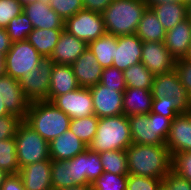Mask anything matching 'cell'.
Segmentation results:
<instances>
[{
	"mask_svg": "<svg viewBox=\"0 0 191 190\" xmlns=\"http://www.w3.org/2000/svg\"><path fill=\"white\" fill-rule=\"evenodd\" d=\"M62 190H92L91 184L88 185H76L72 187H67Z\"/></svg>",
	"mask_w": 191,
	"mask_h": 190,
	"instance_id": "cell-50",
	"label": "cell"
},
{
	"mask_svg": "<svg viewBox=\"0 0 191 190\" xmlns=\"http://www.w3.org/2000/svg\"><path fill=\"white\" fill-rule=\"evenodd\" d=\"M0 101L6 106L9 114L24 121L29 102L23 94L19 81L6 74L0 76Z\"/></svg>",
	"mask_w": 191,
	"mask_h": 190,
	"instance_id": "cell-14",
	"label": "cell"
},
{
	"mask_svg": "<svg viewBox=\"0 0 191 190\" xmlns=\"http://www.w3.org/2000/svg\"><path fill=\"white\" fill-rule=\"evenodd\" d=\"M151 112L168 117L171 120H173L177 115L182 113L175 106V99L173 97L170 99L168 97L153 98Z\"/></svg>",
	"mask_w": 191,
	"mask_h": 190,
	"instance_id": "cell-41",
	"label": "cell"
},
{
	"mask_svg": "<svg viewBox=\"0 0 191 190\" xmlns=\"http://www.w3.org/2000/svg\"><path fill=\"white\" fill-rule=\"evenodd\" d=\"M126 87L152 90L155 75L140 62L123 71Z\"/></svg>",
	"mask_w": 191,
	"mask_h": 190,
	"instance_id": "cell-30",
	"label": "cell"
},
{
	"mask_svg": "<svg viewBox=\"0 0 191 190\" xmlns=\"http://www.w3.org/2000/svg\"><path fill=\"white\" fill-rule=\"evenodd\" d=\"M126 190H162V179L128 174Z\"/></svg>",
	"mask_w": 191,
	"mask_h": 190,
	"instance_id": "cell-39",
	"label": "cell"
},
{
	"mask_svg": "<svg viewBox=\"0 0 191 190\" xmlns=\"http://www.w3.org/2000/svg\"><path fill=\"white\" fill-rule=\"evenodd\" d=\"M128 175L103 172L93 183L92 190H126Z\"/></svg>",
	"mask_w": 191,
	"mask_h": 190,
	"instance_id": "cell-36",
	"label": "cell"
},
{
	"mask_svg": "<svg viewBox=\"0 0 191 190\" xmlns=\"http://www.w3.org/2000/svg\"><path fill=\"white\" fill-rule=\"evenodd\" d=\"M34 29L30 19L22 12L9 21L6 31L12 43L26 41L29 33Z\"/></svg>",
	"mask_w": 191,
	"mask_h": 190,
	"instance_id": "cell-35",
	"label": "cell"
},
{
	"mask_svg": "<svg viewBox=\"0 0 191 190\" xmlns=\"http://www.w3.org/2000/svg\"><path fill=\"white\" fill-rule=\"evenodd\" d=\"M128 174L163 179L172 170L166 145L132 143L126 150Z\"/></svg>",
	"mask_w": 191,
	"mask_h": 190,
	"instance_id": "cell-1",
	"label": "cell"
},
{
	"mask_svg": "<svg viewBox=\"0 0 191 190\" xmlns=\"http://www.w3.org/2000/svg\"><path fill=\"white\" fill-rule=\"evenodd\" d=\"M26 190H53L51 184V160L29 164L19 169Z\"/></svg>",
	"mask_w": 191,
	"mask_h": 190,
	"instance_id": "cell-20",
	"label": "cell"
},
{
	"mask_svg": "<svg viewBox=\"0 0 191 190\" xmlns=\"http://www.w3.org/2000/svg\"><path fill=\"white\" fill-rule=\"evenodd\" d=\"M86 146L75 134L67 130L49 143L51 160H68L83 153Z\"/></svg>",
	"mask_w": 191,
	"mask_h": 190,
	"instance_id": "cell-22",
	"label": "cell"
},
{
	"mask_svg": "<svg viewBox=\"0 0 191 190\" xmlns=\"http://www.w3.org/2000/svg\"><path fill=\"white\" fill-rule=\"evenodd\" d=\"M162 190H191V182L171 170L162 179Z\"/></svg>",
	"mask_w": 191,
	"mask_h": 190,
	"instance_id": "cell-43",
	"label": "cell"
},
{
	"mask_svg": "<svg viewBox=\"0 0 191 190\" xmlns=\"http://www.w3.org/2000/svg\"><path fill=\"white\" fill-rule=\"evenodd\" d=\"M0 168L9 174H18L19 165L14 138L0 140Z\"/></svg>",
	"mask_w": 191,
	"mask_h": 190,
	"instance_id": "cell-33",
	"label": "cell"
},
{
	"mask_svg": "<svg viewBox=\"0 0 191 190\" xmlns=\"http://www.w3.org/2000/svg\"><path fill=\"white\" fill-rule=\"evenodd\" d=\"M12 41L6 31V28H0V54L5 57L11 48Z\"/></svg>",
	"mask_w": 191,
	"mask_h": 190,
	"instance_id": "cell-48",
	"label": "cell"
},
{
	"mask_svg": "<svg viewBox=\"0 0 191 190\" xmlns=\"http://www.w3.org/2000/svg\"><path fill=\"white\" fill-rule=\"evenodd\" d=\"M152 91L142 88L127 87L123 93V114H149L152 107Z\"/></svg>",
	"mask_w": 191,
	"mask_h": 190,
	"instance_id": "cell-25",
	"label": "cell"
},
{
	"mask_svg": "<svg viewBox=\"0 0 191 190\" xmlns=\"http://www.w3.org/2000/svg\"><path fill=\"white\" fill-rule=\"evenodd\" d=\"M88 48L103 68L111 67L115 49L117 48V36L106 33L96 40L89 42Z\"/></svg>",
	"mask_w": 191,
	"mask_h": 190,
	"instance_id": "cell-29",
	"label": "cell"
},
{
	"mask_svg": "<svg viewBox=\"0 0 191 190\" xmlns=\"http://www.w3.org/2000/svg\"><path fill=\"white\" fill-rule=\"evenodd\" d=\"M94 107V115L98 118L123 114V93L101 83L89 88Z\"/></svg>",
	"mask_w": 191,
	"mask_h": 190,
	"instance_id": "cell-13",
	"label": "cell"
},
{
	"mask_svg": "<svg viewBox=\"0 0 191 190\" xmlns=\"http://www.w3.org/2000/svg\"><path fill=\"white\" fill-rule=\"evenodd\" d=\"M23 12L20 0H0V28H6L9 21Z\"/></svg>",
	"mask_w": 191,
	"mask_h": 190,
	"instance_id": "cell-40",
	"label": "cell"
},
{
	"mask_svg": "<svg viewBox=\"0 0 191 190\" xmlns=\"http://www.w3.org/2000/svg\"><path fill=\"white\" fill-rule=\"evenodd\" d=\"M165 145L172 156L191 151V112L181 113L172 120Z\"/></svg>",
	"mask_w": 191,
	"mask_h": 190,
	"instance_id": "cell-17",
	"label": "cell"
},
{
	"mask_svg": "<svg viewBox=\"0 0 191 190\" xmlns=\"http://www.w3.org/2000/svg\"><path fill=\"white\" fill-rule=\"evenodd\" d=\"M189 1H191V0H183V2H185V3L189 2Z\"/></svg>",
	"mask_w": 191,
	"mask_h": 190,
	"instance_id": "cell-57",
	"label": "cell"
},
{
	"mask_svg": "<svg viewBox=\"0 0 191 190\" xmlns=\"http://www.w3.org/2000/svg\"><path fill=\"white\" fill-rule=\"evenodd\" d=\"M147 3L148 8H150L153 5H158L161 3H179L183 2V0H144Z\"/></svg>",
	"mask_w": 191,
	"mask_h": 190,
	"instance_id": "cell-49",
	"label": "cell"
},
{
	"mask_svg": "<svg viewBox=\"0 0 191 190\" xmlns=\"http://www.w3.org/2000/svg\"><path fill=\"white\" fill-rule=\"evenodd\" d=\"M99 83L115 88L119 92H124L127 88L123 71L113 66L103 69Z\"/></svg>",
	"mask_w": 191,
	"mask_h": 190,
	"instance_id": "cell-38",
	"label": "cell"
},
{
	"mask_svg": "<svg viewBox=\"0 0 191 190\" xmlns=\"http://www.w3.org/2000/svg\"><path fill=\"white\" fill-rule=\"evenodd\" d=\"M47 2L64 20L84 9L82 0H47Z\"/></svg>",
	"mask_w": 191,
	"mask_h": 190,
	"instance_id": "cell-37",
	"label": "cell"
},
{
	"mask_svg": "<svg viewBox=\"0 0 191 190\" xmlns=\"http://www.w3.org/2000/svg\"><path fill=\"white\" fill-rule=\"evenodd\" d=\"M128 116L99 118L96 135L88 148L98 154L113 150H126L132 144Z\"/></svg>",
	"mask_w": 191,
	"mask_h": 190,
	"instance_id": "cell-4",
	"label": "cell"
},
{
	"mask_svg": "<svg viewBox=\"0 0 191 190\" xmlns=\"http://www.w3.org/2000/svg\"><path fill=\"white\" fill-rule=\"evenodd\" d=\"M176 60L164 42H143L141 62L154 75L174 70Z\"/></svg>",
	"mask_w": 191,
	"mask_h": 190,
	"instance_id": "cell-15",
	"label": "cell"
},
{
	"mask_svg": "<svg viewBox=\"0 0 191 190\" xmlns=\"http://www.w3.org/2000/svg\"><path fill=\"white\" fill-rule=\"evenodd\" d=\"M79 88L71 65L54 64L50 76L48 101Z\"/></svg>",
	"mask_w": 191,
	"mask_h": 190,
	"instance_id": "cell-23",
	"label": "cell"
},
{
	"mask_svg": "<svg viewBox=\"0 0 191 190\" xmlns=\"http://www.w3.org/2000/svg\"><path fill=\"white\" fill-rule=\"evenodd\" d=\"M52 103L71 119L94 115L93 99L89 88L76 90L57 96Z\"/></svg>",
	"mask_w": 191,
	"mask_h": 190,
	"instance_id": "cell-12",
	"label": "cell"
},
{
	"mask_svg": "<svg viewBox=\"0 0 191 190\" xmlns=\"http://www.w3.org/2000/svg\"><path fill=\"white\" fill-rule=\"evenodd\" d=\"M183 59H186L188 61H191V43L189 45V48L187 50V53L185 54V56L183 57Z\"/></svg>",
	"mask_w": 191,
	"mask_h": 190,
	"instance_id": "cell-55",
	"label": "cell"
},
{
	"mask_svg": "<svg viewBox=\"0 0 191 190\" xmlns=\"http://www.w3.org/2000/svg\"><path fill=\"white\" fill-rule=\"evenodd\" d=\"M64 29H33L27 41L33 45L43 57H50Z\"/></svg>",
	"mask_w": 191,
	"mask_h": 190,
	"instance_id": "cell-28",
	"label": "cell"
},
{
	"mask_svg": "<svg viewBox=\"0 0 191 190\" xmlns=\"http://www.w3.org/2000/svg\"><path fill=\"white\" fill-rule=\"evenodd\" d=\"M64 29L87 44L107 33L102 14L87 9H82L67 18Z\"/></svg>",
	"mask_w": 191,
	"mask_h": 190,
	"instance_id": "cell-9",
	"label": "cell"
},
{
	"mask_svg": "<svg viewBox=\"0 0 191 190\" xmlns=\"http://www.w3.org/2000/svg\"><path fill=\"white\" fill-rule=\"evenodd\" d=\"M132 142L146 145H165L172 120L157 113L128 116Z\"/></svg>",
	"mask_w": 191,
	"mask_h": 190,
	"instance_id": "cell-5",
	"label": "cell"
},
{
	"mask_svg": "<svg viewBox=\"0 0 191 190\" xmlns=\"http://www.w3.org/2000/svg\"><path fill=\"white\" fill-rule=\"evenodd\" d=\"M187 19L191 22V1L186 3Z\"/></svg>",
	"mask_w": 191,
	"mask_h": 190,
	"instance_id": "cell-53",
	"label": "cell"
},
{
	"mask_svg": "<svg viewBox=\"0 0 191 190\" xmlns=\"http://www.w3.org/2000/svg\"><path fill=\"white\" fill-rule=\"evenodd\" d=\"M174 70L176 71L181 84L191 96V61L183 58L177 59Z\"/></svg>",
	"mask_w": 191,
	"mask_h": 190,
	"instance_id": "cell-45",
	"label": "cell"
},
{
	"mask_svg": "<svg viewBox=\"0 0 191 190\" xmlns=\"http://www.w3.org/2000/svg\"><path fill=\"white\" fill-rule=\"evenodd\" d=\"M103 171L116 175H128L125 150L106 151L99 154Z\"/></svg>",
	"mask_w": 191,
	"mask_h": 190,
	"instance_id": "cell-31",
	"label": "cell"
},
{
	"mask_svg": "<svg viewBox=\"0 0 191 190\" xmlns=\"http://www.w3.org/2000/svg\"><path fill=\"white\" fill-rule=\"evenodd\" d=\"M99 118L95 115L80 119H71L69 130L75 134L86 146L96 135Z\"/></svg>",
	"mask_w": 191,
	"mask_h": 190,
	"instance_id": "cell-32",
	"label": "cell"
},
{
	"mask_svg": "<svg viewBox=\"0 0 191 190\" xmlns=\"http://www.w3.org/2000/svg\"><path fill=\"white\" fill-rule=\"evenodd\" d=\"M43 56L27 40L12 43L4 57L5 74L15 80L38 67Z\"/></svg>",
	"mask_w": 191,
	"mask_h": 190,
	"instance_id": "cell-7",
	"label": "cell"
},
{
	"mask_svg": "<svg viewBox=\"0 0 191 190\" xmlns=\"http://www.w3.org/2000/svg\"><path fill=\"white\" fill-rule=\"evenodd\" d=\"M24 122L50 143L69 130L71 118L51 101L29 103Z\"/></svg>",
	"mask_w": 191,
	"mask_h": 190,
	"instance_id": "cell-2",
	"label": "cell"
},
{
	"mask_svg": "<svg viewBox=\"0 0 191 190\" xmlns=\"http://www.w3.org/2000/svg\"><path fill=\"white\" fill-rule=\"evenodd\" d=\"M5 74V69H4V56L0 54V76Z\"/></svg>",
	"mask_w": 191,
	"mask_h": 190,
	"instance_id": "cell-54",
	"label": "cell"
},
{
	"mask_svg": "<svg viewBox=\"0 0 191 190\" xmlns=\"http://www.w3.org/2000/svg\"><path fill=\"white\" fill-rule=\"evenodd\" d=\"M166 33L167 30L163 28L155 13L147 8L139 21L135 34L143 42H164Z\"/></svg>",
	"mask_w": 191,
	"mask_h": 190,
	"instance_id": "cell-26",
	"label": "cell"
},
{
	"mask_svg": "<svg viewBox=\"0 0 191 190\" xmlns=\"http://www.w3.org/2000/svg\"><path fill=\"white\" fill-rule=\"evenodd\" d=\"M19 168L50 159L49 143L22 121L14 136Z\"/></svg>",
	"mask_w": 191,
	"mask_h": 190,
	"instance_id": "cell-6",
	"label": "cell"
},
{
	"mask_svg": "<svg viewBox=\"0 0 191 190\" xmlns=\"http://www.w3.org/2000/svg\"><path fill=\"white\" fill-rule=\"evenodd\" d=\"M151 91L153 98L173 97L175 106L182 113L191 112V96L181 84L175 70L155 75Z\"/></svg>",
	"mask_w": 191,
	"mask_h": 190,
	"instance_id": "cell-10",
	"label": "cell"
},
{
	"mask_svg": "<svg viewBox=\"0 0 191 190\" xmlns=\"http://www.w3.org/2000/svg\"><path fill=\"white\" fill-rule=\"evenodd\" d=\"M0 190H26L18 174H9Z\"/></svg>",
	"mask_w": 191,
	"mask_h": 190,
	"instance_id": "cell-46",
	"label": "cell"
},
{
	"mask_svg": "<svg viewBox=\"0 0 191 190\" xmlns=\"http://www.w3.org/2000/svg\"><path fill=\"white\" fill-rule=\"evenodd\" d=\"M191 43V22L185 19L167 30L164 44L175 59L185 56Z\"/></svg>",
	"mask_w": 191,
	"mask_h": 190,
	"instance_id": "cell-24",
	"label": "cell"
},
{
	"mask_svg": "<svg viewBox=\"0 0 191 190\" xmlns=\"http://www.w3.org/2000/svg\"><path fill=\"white\" fill-rule=\"evenodd\" d=\"M143 41L136 35L117 36L112 66L121 71L141 62Z\"/></svg>",
	"mask_w": 191,
	"mask_h": 190,
	"instance_id": "cell-16",
	"label": "cell"
},
{
	"mask_svg": "<svg viewBox=\"0 0 191 190\" xmlns=\"http://www.w3.org/2000/svg\"><path fill=\"white\" fill-rule=\"evenodd\" d=\"M54 62L50 57H43L37 68L30 74L23 75L18 81L29 103L48 101L50 76Z\"/></svg>",
	"mask_w": 191,
	"mask_h": 190,
	"instance_id": "cell-8",
	"label": "cell"
},
{
	"mask_svg": "<svg viewBox=\"0 0 191 190\" xmlns=\"http://www.w3.org/2000/svg\"><path fill=\"white\" fill-rule=\"evenodd\" d=\"M87 48L88 44L85 41L64 29L50 58L54 64L72 65Z\"/></svg>",
	"mask_w": 191,
	"mask_h": 190,
	"instance_id": "cell-21",
	"label": "cell"
},
{
	"mask_svg": "<svg viewBox=\"0 0 191 190\" xmlns=\"http://www.w3.org/2000/svg\"><path fill=\"white\" fill-rule=\"evenodd\" d=\"M51 184L53 190L76 186L71 180L70 165L64 160H51Z\"/></svg>",
	"mask_w": 191,
	"mask_h": 190,
	"instance_id": "cell-34",
	"label": "cell"
},
{
	"mask_svg": "<svg viewBox=\"0 0 191 190\" xmlns=\"http://www.w3.org/2000/svg\"><path fill=\"white\" fill-rule=\"evenodd\" d=\"M22 120L14 115L0 117V140L14 138L18 125Z\"/></svg>",
	"mask_w": 191,
	"mask_h": 190,
	"instance_id": "cell-44",
	"label": "cell"
},
{
	"mask_svg": "<svg viewBox=\"0 0 191 190\" xmlns=\"http://www.w3.org/2000/svg\"><path fill=\"white\" fill-rule=\"evenodd\" d=\"M66 161L70 165L71 180L75 185L91 184L104 172L99 154L89 148Z\"/></svg>",
	"mask_w": 191,
	"mask_h": 190,
	"instance_id": "cell-11",
	"label": "cell"
},
{
	"mask_svg": "<svg viewBox=\"0 0 191 190\" xmlns=\"http://www.w3.org/2000/svg\"><path fill=\"white\" fill-rule=\"evenodd\" d=\"M23 12L34 29H64L65 20L50 7L47 0L27 3L23 5Z\"/></svg>",
	"mask_w": 191,
	"mask_h": 190,
	"instance_id": "cell-18",
	"label": "cell"
},
{
	"mask_svg": "<svg viewBox=\"0 0 191 190\" xmlns=\"http://www.w3.org/2000/svg\"><path fill=\"white\" fill-rule=\"evenodd\" d=\"M150 9L155 13L165 30L172 29L179 22L187 19L186 3H161Z\"/></svg>",
	"mask_w": 191,
	"mask_h": 190,
	"instance_id": "cell-27",
	"label": "cell"
},
{
	"mask_svg": "<svg viewBox=\"0 0 191 190\" xmlns=\"http://www.w3.org/2000/svg\"><path fill=\"white\" fill-rule=\"evenodd\" d=\"M172 170L191 182V151L174 154Z\"/></svg>",
	"mask_w": 191,
	"mask_h": 190,
	"instance_id": "cell-42",
	"label": "cell"
},
{
	"mask_svg": "<svg viewBox=\"0 0 191 190\" xmlns=\"http://www.w3.org/2000/svg\"><path fill=\"white\" fill-rule=\"evenodd\" d=\"M7 115H10V114L7 112L6 106L2 104V102L0 101V117L7 116Z\"/></svg>",
	"mask_w": 191,
	"mask_h": 190,
	"instance_id": "cell-52",
	"label": "cell"
},
{
	"mask_svg": "<svg viewBox=\"0 0 191 190\" xmlns=\"http://www.w3.org/2000/svg\"><path fill=\"white\" fill-rule=\"evenodd\" d=\"M147 8L144 0H113L101 13L106 32L114 36L135 34Z\"/></svg>",
	"mask_w": 191,
	"mask_h": 190,
	"instance_id": "cell-3",
	"label": "cell"
},
{
	"mask_svg": "<svg viewBox=\"0 0 191 190\" xmlns=\"http://www.w3.org/2000/svg\"><path fill=\"white\" fill-rule=\"evenodd\" d=\"M9 173H7L5 170L0 168V189L2 184L4 183V180L8 177Z\"/></svg>",
	"mask_w": 191,
	"mask_h": 190,
	"instance_id": "cell-51",
	"label": "cell"
},
{
	"mask_svg": "<svg viewBox=\"0 0 191 190\" xmlns=\"http://www.w3.org/2000/svg\"><path fill=\"white\" fill-rule=\"evenodd\" d=\"M79 87L90 88L100 82L103 67L87 48L71 65Z\"/></svg>",
	"mask_w": 191,
	"mask_h": 190,
	"instance_id": "cell-19",
	"label": "cell"
},
{
	"mask_svg": "<svg viewBox=\"0 0 191 190\" xmlns=\"http://www.w3.org/2000/svg\"><path fill=\"white\" fill-rule=\"evenodd\" d=\"M113 0H82L84 9L102 13Z\"/></svg>",
	"mask_w": 191,
	"mask_h": 190,
	"instance_id": "cell-47",
	"label": "cell"
},
{
	"mask_svg": "<svg viewBox=\"0 0 191 190\" xmlns=\"http://www.w3.org/2000/svg\"><path fill=\"white\" fill-rule=\"evenodd\" d=\"M22 2L23 5L27 4V3H35L37 1H40V0H20Z\"/></svg>",
	"mask_w": 191,
	"mask_h": 190,
	"instance_id": "cell-56",
	"label": "cell"
}]
</instances>
